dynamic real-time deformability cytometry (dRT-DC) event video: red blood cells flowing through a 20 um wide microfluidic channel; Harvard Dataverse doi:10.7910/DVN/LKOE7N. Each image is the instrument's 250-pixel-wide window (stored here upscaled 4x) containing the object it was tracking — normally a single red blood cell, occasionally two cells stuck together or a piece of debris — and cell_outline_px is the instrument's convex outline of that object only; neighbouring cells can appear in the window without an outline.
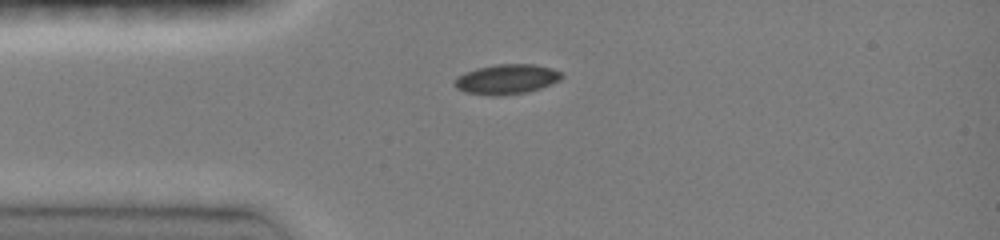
{"species": "common noctule bat (a hibernating species)", "species_latin": "Nyctalus noctula", "temperature_condition": "room temperature", "stored_images_in_passage": 36, "camera_frame_rate_fps": 3000, "um_per_image_px": 0.085, "animal": {"sex": "female", "body_mass_g": 19.0, "forearm_length_mm": 51.5}, "frame": {"image": 1, "passage_image": 1, "time_ms": 0.0, "image_size_px": [1000, 240], "cell_outline_px": [[564, 76], [560, 80], [540, 88], [528, 92], [496, 96], [464, 92], [456, 88], [452, 84], [452, 80], [456, 76], [464, 72], [476, 68], [496, 64], [536, 64], [552, 68], [564, 72]], "centroid_in_image_um": [43.04, 6.72], "position_along_channel_um": 42.0, "area_um2": 19.02}}
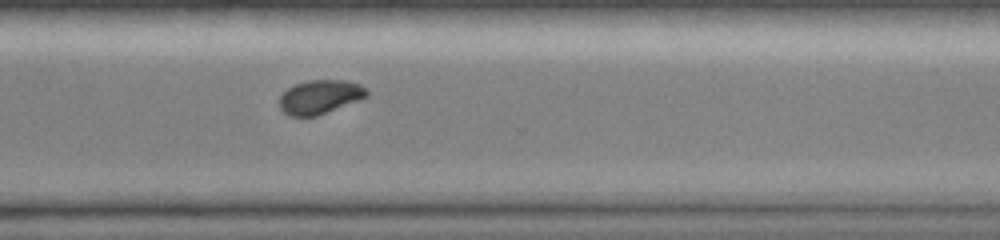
{"frame": {"image": 2, "passage_image": 24, "time_ms": 7.667, "image_size_px": [1000, 240], "cell_outline_px": [[368, 96], [316, 116], [288, 116], [280, 108], [280, 96], [288, 88], [296, 84], [308, 80], [344, 80], [360, 84], [368, 92]], "centroid_in_image_um": [27.17, 8.23], "position_along_channel_um": 343.4, "area_um2": 16.99}}
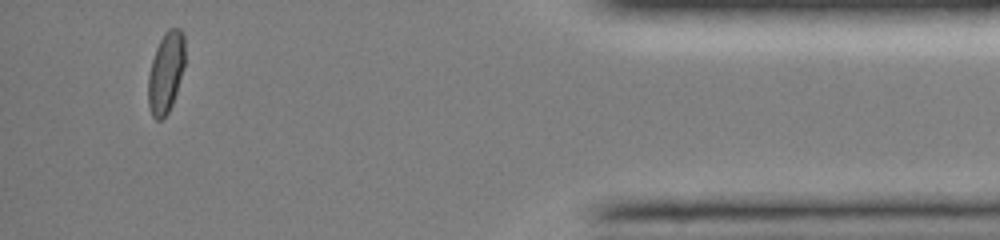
{"frame": {"image": 3, "passage_image": 33, "time_ms": 10.667, "image_size_px": [1000, 240], "cell_outline_px": [[184, 64], [176, 92], [172, 104], [168, 112], [160, 120], [156, 120], [152, 116], [148, 104], [148, 76], [152, 60], [156, 48], [164, 32], [168, 28], [180, 28], [184, 32]], "centroid_in_image_um": [14.09, 6.13], "position_along_channel_um": 421.1, "area_um2": 17.22}, "authors_computed_cell_mechanics": {"area_um2": 18.1203, "velocity_mm_per_s": 4.1168, "shape_relaxation_time_tau1_ms": 3.4289, "shape_relaxation_time_tau2_ms": 2.497, "deformation_change_tau1": 0.1226, "deformation_change_tau2": 0.0295}}